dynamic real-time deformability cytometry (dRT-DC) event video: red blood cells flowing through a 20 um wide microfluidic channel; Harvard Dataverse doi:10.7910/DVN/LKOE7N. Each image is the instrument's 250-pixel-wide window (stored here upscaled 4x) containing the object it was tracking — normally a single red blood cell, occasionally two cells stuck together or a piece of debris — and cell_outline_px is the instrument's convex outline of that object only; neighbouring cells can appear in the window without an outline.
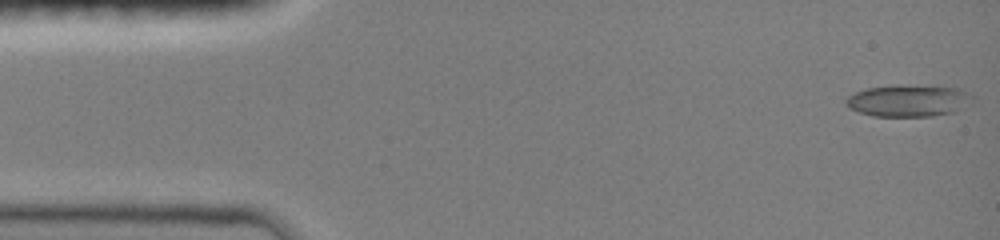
{"species": "common noctule bat (a hibernating species)", "species_latin": "Nyctalus noctula", "temperature_condition": "room temperature", "stored_images_in_passage": 47, "camera_frame_rate_fps": 3000, "um_per_image_px": 0.085, "animal": {"sex": "female", "body_mass_g": 19.0, "forearm_length_mm": 51.5}, "frame": {"image": 1, "passage_image": 1, "time_ms": 0.0, "image_size_px": [1000, 240], "cell_outline_px": [[976, 100], [972, 104], [956, 112], [932, 116], [872, 116], [848, 108], [844, 100], [848, 96], [856, 92], [868, 88], [900, 84], [960, 88], [968, 92]], "centroid_in_image_um": [77.28, 8.55], "position_along_channel_um": 7.7, "area_um2": 23.93}}
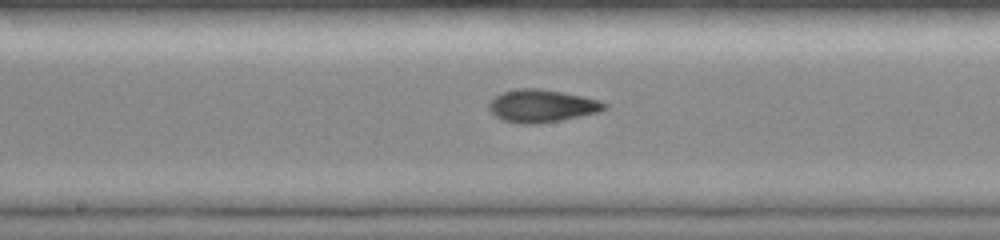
{"frame": {"image": 2, "passage_image": 24, "time_ms": 7.667, "image_size_px": [1000, 240], "cell_outline_px": [[608, 108], [600, 112], [540, 124], [520, 124], [504, 120], [496, 116], [488, 108], [488, 104], [496, 96], [504, 92], [520, 88], [540, 88], [584, 96], [600, 100], [608, 104]], "centroid_in_image_um": [46.11, 9.0], "position_along_channel_um": 202.1, "area_um2": 22.02}}
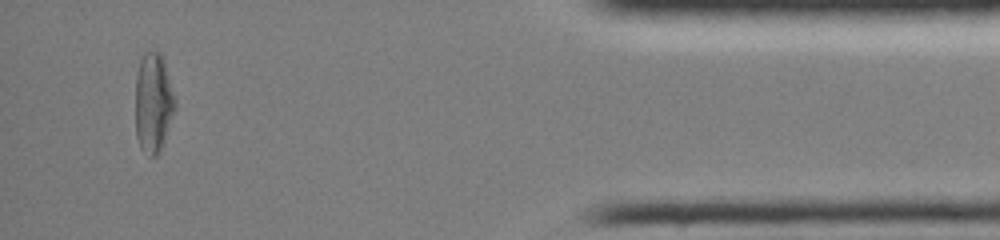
{"frame": {"image": 3, "passage_image": 44, "time_ms": 14.333, "image_size_px": [1000, 240], "cell_outline_px": [[176, 108], [164, 140], [156, 156], [152, 156], [140, 148], [136, 136], [136, 76], [140, 60], [144, 52], [160, 52], [164, 60], [176, 100]], "centroid_in_image_um": [13.04, 8.71], "position_along_channel_um": 422.2, "area_um2": 22.95}, "authors_computed_cell_mechanics": {"area_um2": 21.2704, "velocity_mm_per_s": 4.0512, "shape_relaxation_time_tau1_ms": null, "shape_relaxation_time_tau2_ms": 2.1516, "deformation_change_tau1": null, "deformation_change_tau2": 0.0656}}